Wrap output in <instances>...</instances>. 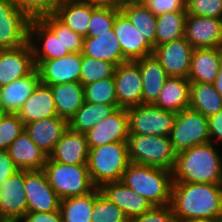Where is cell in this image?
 I'll list each match as a JSON object with an SVG mask.
<instances>
[{"instance_id":"obj_36","label":"cell","mask_w":222,"mask_h":222,"mask_svg":"<svg viewBox=\"0 0 222 222\" xmlns=\"http://www.w3.org/2000/svg\"><path fill=\"white\" fill-rule=\"evenodd\" d=\"M93 206L94 190L89 194L61 199L63 222H92Z\"/></svg>"},{"instance_id":"obj_19","label":"cell","mask_w":222,"mask_h":222,"mask_svg":"<svg viewBox=\"0 0 222 222\" xmlns=\"http://www.w3.org/2000/svg\"><path fill=\"white\" fill-rule=\"evenodd\" d=\"M113 29L123 56L128 61H135L153 53L154 47L121 11L115 17Z\"/></svg>"},{"instance_id":"obj_34","label":"cell","mask_w":222,"mask_h":222,"mask_svg":"<svg viewBox=\"0 0 222 222\" xmlns=\"http://www.w3.org/2000/svg\"><path fill=\"white\" fill-rule=\"evenodd\" d=\"M120 11L154 47L157 16L153 15L142 2L125 3Z\"/></svg>"},{"instance_id":"obj_48","label":"cell","mask_w":222,"mask_h":222,"mask_svg":"<svg viewBox=\"0 0 222 222\" xmlns=\"http://www.w3.org/2000/svg\"><path fill=\"white\" fill-rule=\"evenodd\" d=\"M21 222H63L60 210L52 212H27Z\"/></svg>"},{"instance_id":"obj_39","label":"cell","mask_w":222,"mask_h":222,"mask_svg":"<svg viewBox=\"0 0 222 222\" xmlns=\"http://www.w3.org/2000/svg\"><path fill=\"white\" fill-rule=\"evenodd\" d=\"M84 101L97 104H118L114 76L84 85Z\"/></svg>"},{"instance_id":"obj_2","label":"cell","mask_w":222,"mask_h":222,"mask_svg":"<svg viewBox=\"0 0 222 222\" xmlns=\"http://www.w3.org/2000/svg\"><path fill=\"white\" fill-rule=\"evenodd\" d=\"M217 147L207 142L177 153L173 182L222 184V147Z\"/></svg>"},{"instance_id":"obj_3","label":"cell","mask_w":222,"mask_h":222,"mask_svg":"<svg viewBox=\"0 0 222 222\" xmlns=\"http://www.w3.org/2000/svg\"><path fill=\"white\" fill-rule=\"evenodd\" d=\"M121 181L149 200L153 206H166L171 203V171L130 163L123 172Z\"/></svg>"},{"instance_id":"obj_23","label":"cell","mask_w":222,"mask_h":222,"mask_svg":"<svg viewBox=\"0 0 222 222\" xmlns=\"http://www.w3.org/2000/svg\"><path fill=\"white\" fill-rule=\"evenodd\" d=\"M39 82V71L35 68L29 75L1 87V108L5 113L17 114Z\"/></svg>"},{"instance_id":"obj_45","label":"cell","mask_w":222,"mask_h":222,"mask_svg":"<svg viewBox=\"0 0 222 222\" xmlns=\"http://www.w3.org/2000/svg\"><path fill=\"white\" fill-rule=\"evenodd\" d=\"M130 222H177L170 205L154 206L149 211L133 217Z\"/></svg>"},{"instance_id":"obj_43","label":"cell","mask_w":222,"mask_h":222,"mask_svg":"<svg viewBox=\"0 0 222 222\" xmlns=\"http://www.w3.org/2000/svg\"><path fill=\"white\" fill-rule=\"evenodd\" d=\"M119 12L120 10L111 8H95L91 14L87 37H96L99 33L109 32Z\"/></svg>"},{"instance_id":"obj_16","label":"cell","mask_w":222,"mask_h":222,"mask_svg":"<svg viewBox=\"0 0 222 222\" xmlns=\"http://www.w3.org/2000/svg\"><path fill=\"white\" fill-rule=\"evenodd\" d=\"M184 37L197 48H222V19L187 14Z\"/></svg>"},{"instance_id":"obj_49","label":"cell","mask_w":222,"mask_h":222,"mask_svg":"<svg viewBox=\"0 0 222 222\" xmlns=\"http://www.w3.org/2000/svg\"><path fill=\"white\" fill-rule=\"evenodd\" d=\"M18 170L8 151L0 150V184Z\"/></svg>"},{"instance_id":"obj_47","label":"cell","mask_w":222,"mask_h":222,"mask_svg":"<svg viewBox=\"0 0 222 222\" xmlns=\"http://www.w3.org/2000/svg\"><path fill=\"white\" fill-rule=\"evenodd\" d=\"M208 126L210 142L220 147L222 145V109L208 118Z\"/></svg>"},{"instance_id":"obj_17","label":"cell","mask_w":222,"mask_h":222,"mask_svg":"<svg viewBox=\"0 0 222 222\" xmlns=\"http://www.w3.org/2000/svg\"><path fill=\"white\" fill-rule=\"evenodd\" d=\"M28 42L34 60L58 59L69 54L61 42L60 33H54L41 19H31Z\"/></svg>"},{"instance_id":"obj_18","label":"cell","mask_w":222,"mask_h":222,"mask_svg":"<svg viewBox=\"0 0 222 222\" xmlns=\"http://www.w3.org/2000/svg\"><path fill=\"white\" fill-rule=\"evenodd\" d=\"M36 68L28 43L12 49H0V88L29 75Z\"/></svg>"},{"instance_id":"obj_14","label":"cell","mask_w":222,"mask_h":222,"mask_svg":"<svg viewBox=\"0 0 222 222\" xmlns=\"http://www.w3.org/2000/svg\"><path fill=\"white\" fill-rule=\"evenodd\" d=\"M39 71L40 82L48 86L79 82L81 73L82 53H69L58 59L34 60Z\"/></svg>"},{"instance_id":"obj_31","label":"cell","mask_w":222,"mask_h":222,"mask_svg":"<svg viewBox=\"0 0 222 222\" xmlns=\"http://www.w3.org/2000/svg\"><path fill=\"white\" fill-rule=\"evenodd\" d=\"M49 87L57 115L69 120L84 103V86L80 82H65Z\"/></svg>"},{"instance_id":"obj_25","label":"cell","mask_w":222,"mask_h":222,"mask_svg":"<svg viewBox=\"0 0 222 222\" xmlns=\"http://www.w3.org/2000/svg\"><path fill=\"white\" fill-rule=\"evenodd\" d=\"M17 114L24 125L58 116L50 87L39 82Z\"/></svg>"},{"instance_id":"obj_53","label":"cell","mask_w":222,"mask_h":222,"mask_svg":"<svg viewBox=\"0 0 222 222\" xmlns=\"http://www.w3.org/2000/svg\"><path fill=\"white\" fill-rule=\"evenodd\" d=\"M144 0H125V3H130V2H143Z\"/></svg>"},{"instance_id":"obj_9","label":"cell","mask_w":222,"mask_h":222,"mask_svg":"<svg viewBox=\"0 0 222 222\" xmlns=\"http://www.w3.org/2000/svg\"><path fill=\"white\" fill-rule=\"evenodd\" d=\"M31 19L9 0H0V49H12L28 43Z\"/></svg>"},{"instance_id":"obj_20","label":"cell","mask_w":222,"mask_h":222,"mask_svg":"<svg viewBox=\"0 0 222 222\" xmlns=\"http://www.w3.org/2000/svg\"><path fill=\"white\" fill-rule=\"evenodd\" d=\"M99 189L125 213L129 220L154 207L149 200L130 189L122 181L105 183Z\"/></svg>"},{"instance_id":"obj_33","label":"cell","mask_w":222,"mask_h":222,"mask_svg":"<svg viewBox=\"0 0 222 222\" xmlns=\"http://www.w3.org/2000/svg\"><path fill=\"white\" fill-rule=\"evenodd\" d=\"M189 108L209 118L222 109V97L214 84L191 82Z\"/></svg>"},{"instance_id":"obj_52","label":"cell","mask_w":222,"mask_h":222,"mask_svg":"<svg viewBox=\"0 0 222 222\" xmlns=\"http://www.w3.org/2000/svg\"><path fill=\"white\" fill-rule=\"evenodd\" d=\"M182 222H216V220L209 218L188 219Z\"/></svg>"},{"instance_id":"obj_11","label":"cell","mask_w":222,"mask_h":222,"mask_svg":"<svg viewBox=\"0 0 222 222\" xmlns=\"http://www.w3.org/2000/svg\"><path fill=\"white\" fill-rule=\"evenodd\" d=\"M24 186V169H19L0 184V217L5 222L21 221L27 213Z\"/></svg>"},{"instance_id":"obj_21","label":"cell","mask_w":222,"mask_h":222,"mask_svg":"<svg viewBox=\"0 0 222 222\" xmlns=\"http://www.w3.org/2000/svg\"><path fill=\"white\" fill-rule=\"evenodd\" d=\"M69 128L68 120L60 116L40 119L24 125L31 140L49 156L57 142Z\"/></svg>"},{"instance_id":"obj_38","label":"cell","mask_w":222,"mask_h":222,"mask_svg":"<svg viewBox=\"0 0 222 222\" xmlns=\"http://www.w3.org/2000/svg\"><path fill=\"white\" fill-rule=\"evenodd\" d=\"M92 222H129L125 213L107 197L99 188L94 189V206L91 215Z\"/></svg>"},{"instance_id":"obj_46","label":"cell","mask_w":222,"mask_h":222,"mask_svg":"<svg viewBox=\"0 0 222 222\" xmlns=\"http://www.w3.org/2000/svg\"><path fill=\"white\" fill-rule=\"evenodd\" d=\"M187 0H144L142 3L155 16L174 11H186Z\"/></svg>"},{"instance_id":"obj_41","label":"cell","mask_w":222,"mask_h":222,"mask_svg":"<svg viewBox=\"0 0 222 222\" xmlns=\"http://www.w3.org/2000/svg\"><path fill=\"white\" fill-rule=\"evenodd\" d=\"M19 11L30 19H40L54 14L62 0H9Z\"/></svg>"},{"instance_id":"obj_8","label":"cell","mask_w":222,"mask_h":222,"mask_svg":"<svg viewBox=\"0 0 222 222\" xmlns=\"http://www.w3.org/2000/svg\"><path fill=\"white\" fill-rule=\"evenodd\" d=\"M129 134L170 137L176 112L161 109L153 104H140L127 108Z\"/></svg>"},{"instance_id":"obj_26","label":"cell","mask_w":222,"mask_h":222,"mask_svg":"<svg viewBox=\"0 0 222 222\" xmlns=\"http://www.w3.org/2000/svg\"><path fill=\"white\" fill-rule=\"evenodd\" d=\"M82 55L113 63L118 66L128 61L122 53L119 40L112 28L109 32L99 33L96 37H84Z\"/></svg>"},{"instance_id":"obj_10","label":"cell","mask_w":222,"mask_h":222,"mask_svg":"<svg viewBox=\"0 0 222 222\" xmlns=\"http://www.w3.org/2000/svg\"><path fill=\"white\" fill-rule=\"evenodd\" d=\"M25 195L27 212H52L60 210L61 198L49 184L43 170H25Z\"/></svg>"},{"instance_id":"obj_13","label":"cell","mask_w":222,"mask_h":222,"mask_svg":"<svg viewBox=\"0 0 222 222\" xmlns=\"http://www.w3.org/2000/svg\"><path fill=\"white\" fill-rule=\"evenodd\" d=\"M114 79L118 107L127 109L142 104V78L136 61L116 66Z\"/></svg>"},{"instance_id":"obj_32","label":"cell","mask_w":222,"mask_h":222,"mask_svg":"<svg viewBox=\"0 0 222 222\" xmlns=\"http://www.w3.org/2000/svg\"><path fill=\"white\" fill-rule=\"evenodd\" d=\"M118 108V104H97L84 101L83 105L68 120V126L72 131L86 133Z\"/></svg>"},{"instance_id":"obj_1","label":"cell","mask_w":222,"mask_h":222,"mask_svg":"<svg viewBox=\"0 0 222 222\" xmlns=\"http://www.w3.org/2000/svg\"><path fill=\"white\" fill-rule=\"evenodd\" d=\"M170 206L177 222L222 216V184L173 182Z\"/></svg>"},{"instance_id":"obj_40","label":"cell","mask_w":222,"mask_h":222,"mask_svg":"<svg viewBox=\"0 0 222 222\" xmlns=\"http://www.w3.org/2000/svg\"><path fill=\"white\" fill-rule=\"evenodd\" d=\"M54 33H60L61 42L69 53H80L83 37L63 24L54 14L40 18Z\"/></svg>"},{"instance_id":"obj_15","label":"cell","mask_w":222,"mask_h":222,"mask_svg":"<svg viewBox=\"0 0 222 222\" xmlns=\"http://www.w3.org/2000/svg\"><path fill=\"white\" fill-rule=\"evenodd\" d=\"M89 147H99L113 142H127L129 137L128 112L118 108L114 113L96 123L85 133Z\"/></svg>"},{"instance_id":"obj_55","label":"cell","mask_w":222,"mask_h":222,"mask_svg":"<svg viewBox=\"0 0 222 222\" xmlns=\"http://www.w3.org/2000/svg\"><path fill=\"white\" fill-rule=\"evenodd\" d=\"M216 222H222V216L216 219Z\"/></svg>"},{"instance_id":"obj_42","label":"cell","mask_w":222,"mask_h":222,"mask_svg":"<svg viewBox=\"0 0 222 222\" xmlns=\"http://www.w3.org/2000/svg\"><path fill=\"white\" fill-rule=\"evenodd\" d=\"M23 130L24 123L18 114L5 113L0 120V150L7 151Z\"/></svg>"},{"instance_id":"obj_51","label":"cell","mask_w":222,"mask_h":222,"mask_svg":"<svg viewBox=\"0 0 222 222\" xmlns=\"http://www.w3.org/2000/svg\"><path fill=\"white\" fill-rule=\"evenodd\" d=\"M214 87L216 91L220 94V96L222 97V62L217 72V77L214 82Z\"/></svg>"},{"instance_id":"obj_30","label":"cell","mask_w":222,"mask_h":222,"mask_svg":"<svg viewBox=\"0 0 222 222\" xmlns=\"http://www.w3.org/2000/svg\"><path fill=\"white\" fill-rule=\"evenodd\" d=\"M190 85L186 78L169 77L153 105L176 113L189 108Z\"/></svg>"},{"instance_id":"obj_44","label":"cell","mask_w":222,"mask_h":222,"mask_svg":"<svg viewBox=\"0 0 222 222\" xmlns=\"http://www.w3.org/2000/svg\"><path fill=\"white\" fill-rule=\"evenodd\" d=\"M187 14L222 19V0H187Z\"/></svg>"},{"instance_id":"obj_6","label":"cell","mask_w":222,"mask_h":222,"mask_svg":"<svg viewBox=\"0 0 222 222\" xmlns=\"http://www.w3.org/2000/svg\"><path fill=\"white\" fill-rule=\"evenodd\" d=\"M43 171L61 199L89 194L96 188L87 164H62L48 157Z\"/></svg>"},{"instance_id":"obj_5","label":"cell","mask_w":222,"mask_h":222,"mask_svg":"<svg viewBox=\"0 0 222 222\" xmlns=\"http://www.w3.org/2000/svg\"><path fill=\"white\" fill-rule=\"evenodd\" d=\"M127 147L130 163L173 170L177 153L170 137L129 134Z\"/></svg>"},{"instance_id":"obj_7","label":"cell","mask_w":222,"mask_h":222,"mask_svg":"<svg viewBox=\"0 0 222 222\" xmlns=\"http://www.w3.org/2000/svg\"><path fill=\"white\" fill-rule=\"evenodd\" d=\"M170 140L176 153L210 142L208 118L191 108L177 112Z\"/></svg>"},{"instance_id":"obj_54","label":"cell","mask_w":222,"mask_h":222,"mask_svg":"<svg viewBox=\"0 0 222 222\" xmlns=\"http://www.w3.org/2000/svg\"><path fill=\"white\" fill-rule=\"evenodd\" d=\"M5 115V111L0 107V120Z\"/></svg>"},{"instance_id":"obj_12","label":"cell","mask_w":222,"mask_h":222,"mask_svg":"<svg viewBox=\"0 0 222 222\" xmlns=\"http://www.w3.org/2000/svg\"><path fill=\"white\" fill-rule=\"evenodd\" d=\"M193 46L182 37L154 47L153 55L161 63L169 77H183L188 79Z\"/></svg>"},{"instance_id":"obj_28","label":"cell","mask_w":222,"mask_h":222,"mask_svg":"<svg viewBox=\"0 0 222 222\" xmlns=\"http://www.w3.org/2000/svg\"><path fill=\"white\" fill-rule=\"evenodd\" d=\"M135 61L141 71L142 104H154L169 76L153 54Z\"/></svg>"},{"instance_id":"obj_4","label":"cell","mask_w":222,"mask_h":222,"mask_svg":"<svg viewBox=\"0 0 222 222\" xmlns=\"http://www.w3.org/2000/svg\"><path fill=\"white\" fill-rule=\"evenodd\" d=\"M130 164L127 142H113L99 147H89L87 168L93 185L121 181Z\"/></svg>"},{"instance_id":"obj_22","label":"cell","mask_w":222,"mask_h":222,"mask_svg":"<svg viewBox=\"0 0 222 222\" xmlns=\"http://www.w3.org/2000/svg\"><path fill=\"white\" fill-rule=\"evenodd\" d=\"M89 146L85 133L68 128L48 156L62 164H87Z\"/></svg>"},{"instance_id":"obj_35","label":"cell","mask_w":222,"mask_h":222,"mask_svg":"<svg viewBox=\"0 0 222 222\" xmlns=\"http://www.w3.org/2000/svg\"><path fill=\"white\" fill-rule=\"evenodd\" d=\"M186 16V11L168 12L157 16L154 47L184 37Z\"/></svg>"},{"instance_id":"obj_27","label":"cell","mask_w":222,"mask_h":222,"mask_svg":"<svg viewBox=\"0 0 222 222\" xmlns=\"http://www.w3.org/2000/svg\"><path fill=\"white\" fill-rule=\"evenodd\" d=\"M7 151L19 169L29 171L43 170L48 158L25 130L11 143Z\"/></svg>"},{"instance_id":"obj_29","label":"cell","mask_w":222,"mask_h":222,"mask_svg":"<svg viewBox=\"0 0 222 222\" xmlns=\"http://www.w3.org/2000/svg\"><path fill=\"white\" fill-rule=\"evenodd\" d=\"M95 8L83 0H62L54 15L83 38L88 35L91 14Z\"/></svg>"},{"instance_id":"obj_50","label":"cell","mask_w":222,"mask_h":222,"mask_svg":"<svg viewBox=\"0 0 222 222\" xmlns=\"http://www.w3.org/2000/svg\"><path fill=\"white\" fill-rule=\"evenodd\" d=\"M94 8H111L120 10L125 4V0H83Z\"/></svg>"},{"instance_id":"obj_37","label":"cell","mask_w":222,"mask_h":222,"mask_svg":"<svg viewBox=\"0 0 222 222\" xmlns=\"http://www.w3.org/2000/svg\"><path fill=\"white\" fill-rule=\"evenodd\" d=\"M116 66L113 63L82 55L80 83L92 84L98 80L114 76Z\"/></svg>"},{"instance_id":"obj_24","label":"cell","mask_w":222,"mask_h":222,"mask_svg":"<svg viewBox=\"0 0 222 222\" xmlns=\"http://www.w3.org/2000/svg\"><path fill=\"white\" fill-rule=\"evenodd\" d=\"M221 62L222 48L194 49L188 80L190 82L214 84Z\"/></svg>"}]
</instances>
